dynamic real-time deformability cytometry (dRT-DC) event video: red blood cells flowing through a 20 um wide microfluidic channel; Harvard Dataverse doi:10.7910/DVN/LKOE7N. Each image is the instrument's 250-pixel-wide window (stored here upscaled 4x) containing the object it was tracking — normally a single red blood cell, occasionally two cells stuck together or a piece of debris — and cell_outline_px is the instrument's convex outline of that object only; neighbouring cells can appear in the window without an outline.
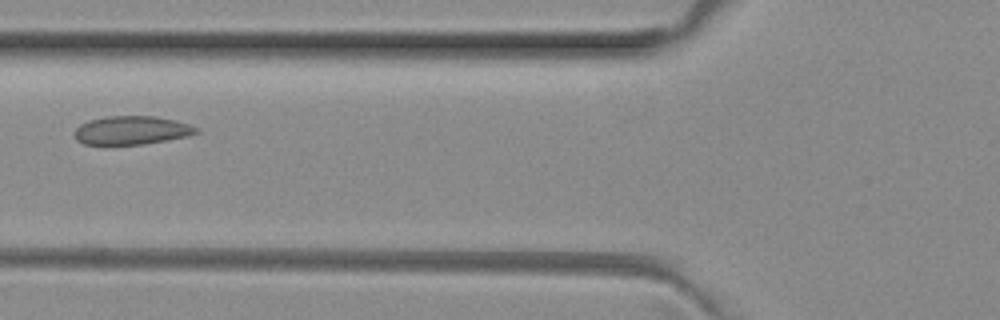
{"species": "common noctule bat (a hibernating species)", "species_latin": "Nyctalus noctula", "temperature_condition": "room temperature", "stored_images_in_passage": 3, "camera_frame_rate_fps": 3000, "um_per_image_px": 0.085, "animal": {"sex": "female", "body_mass_g": 29.2, "forearm_length_mm": 56.3}, "frame": {"image": 1, "passage_image": 3, "time_ms": 0.667, "image_size_px": [1000, 320], "cell_outline_px": [[200, 132], [188, 136], [168, 140], [144, 144], [84, 144], [76, 140], [72, 132], [80, 124], [88, 120], [108, 116], [156, 116], [188, 124], [196, 128]], "centroid_in_image_um": [11.14, 11.08], "position_along_channel_um": 114.7, "area_um2": 20.23}}